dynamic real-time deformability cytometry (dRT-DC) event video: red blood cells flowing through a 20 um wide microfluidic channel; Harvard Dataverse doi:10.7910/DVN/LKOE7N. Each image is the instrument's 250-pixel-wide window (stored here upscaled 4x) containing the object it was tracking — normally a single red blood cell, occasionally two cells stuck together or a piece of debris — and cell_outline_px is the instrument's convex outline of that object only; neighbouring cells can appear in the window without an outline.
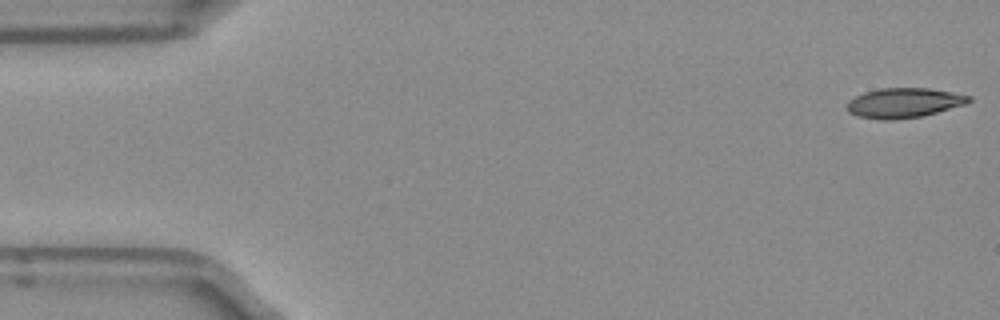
{"species": "Egyptian fruit bat (a non-hibernating species)", "species_latin": "Rousettus aegyptiacus", "temperature_condition": "room temperature", "stored_images_in_passage": 50, "camera_frame_rate_fps": 3000, "um_per_image_px": 0.085, "frame": {"image": 1, "passage_image": 1, "time_ms": 0.0, "image_size_px": [1000, 320], "cell_outline_px": [[972, 100], [964, 104], [924, 116], [896, 120], [880, 120], [856, 116], [848, 112], [844, 108], [848, 100], [864, 92], [880, 88], [928, 88], [952, 92], [972, 96]], "centroid_in_image_um": [76.78, 8.75], "position_along_channel_um": 8.2, "area_um2": 21.44}}
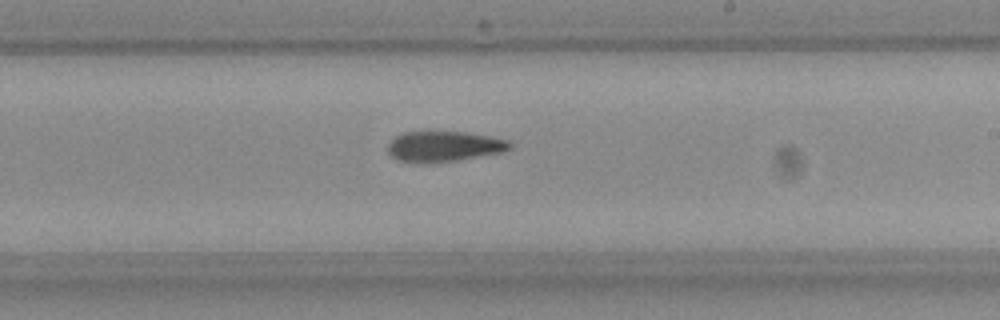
{"frame": {"image": 2, "passage_image": 29, "time_ms": 9.333, "image_size_px": [1000, 320], "cell_outline_px": [[512, 148], [504, 152], [456, 160], [400, 160], [392, 156], [388, 152], [388, 144], [396, 136], [404, 132], [436, 128], [464, 132], [488, 136], [508, 140], [512, 144]], "centroid_in_image_um": [37.78, 12.35], "position_along_channel_um": 251.2, "area_um2": 21.62}}
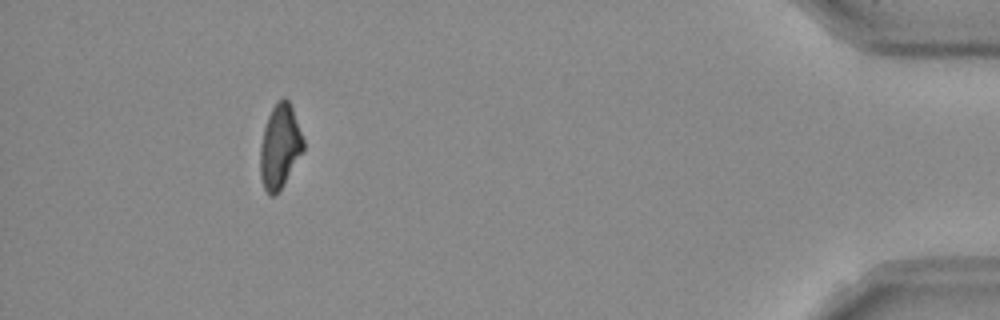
{"frame": {"image": 3, "passage_image": 46, "time_ms": 15.0, "image_size_px": [1000, 320], "cell_outline_px": [[304, 148], [280, 188], [272, 196], [264, 188], [260, 176], [260, 148], [264, 128], [268, 116], [276, 100], [284, 96], [288, 100], [292, 108], [304, 140]], "centroid_in_image_um": [23.77, 12.38], "position_along_channel_um": 411.4, "area_um2": 20.58}}